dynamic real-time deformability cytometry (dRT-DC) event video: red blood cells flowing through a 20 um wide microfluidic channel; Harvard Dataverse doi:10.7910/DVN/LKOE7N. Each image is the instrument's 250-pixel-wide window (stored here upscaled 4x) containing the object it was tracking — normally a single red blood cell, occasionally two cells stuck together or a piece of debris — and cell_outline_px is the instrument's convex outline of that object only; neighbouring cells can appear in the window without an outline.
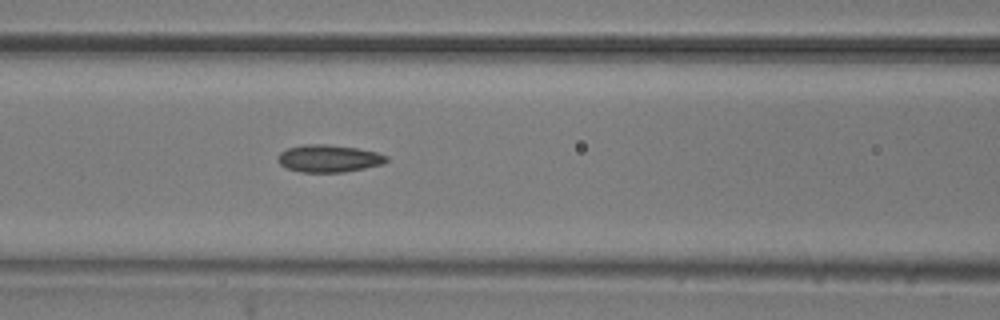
{"species": "common noctule bat (a hibernating species)", "species_latin": "Nyctalus noctula", "temperature_condition": "room temperature", "stored_images_in_passage": 6, "camera_frame_rate_fps": 3000, "um_per_image_px": 0.085, "animal": {"sex": "male", "body_mass_g": 20.5, "forearm_length_mm": 52.5}, "frame": {"image": 1, "passage_image": 6, "time_ms": 5.667, "image_size_px": [1000, 320], "cell_outline_px": [[388, 160], [384, 164], [344, 172], [300, 172], [288, 168], [280, 164], [276, 160], [280, 152], [288, 148], [308, 144], [328, 144], [356, 148], [376, 152], [388, 156]], "centroid_in_image_um": [27.95, 13.47], "position_along_channel_um": 138.6, "area_um2": 17.28}}